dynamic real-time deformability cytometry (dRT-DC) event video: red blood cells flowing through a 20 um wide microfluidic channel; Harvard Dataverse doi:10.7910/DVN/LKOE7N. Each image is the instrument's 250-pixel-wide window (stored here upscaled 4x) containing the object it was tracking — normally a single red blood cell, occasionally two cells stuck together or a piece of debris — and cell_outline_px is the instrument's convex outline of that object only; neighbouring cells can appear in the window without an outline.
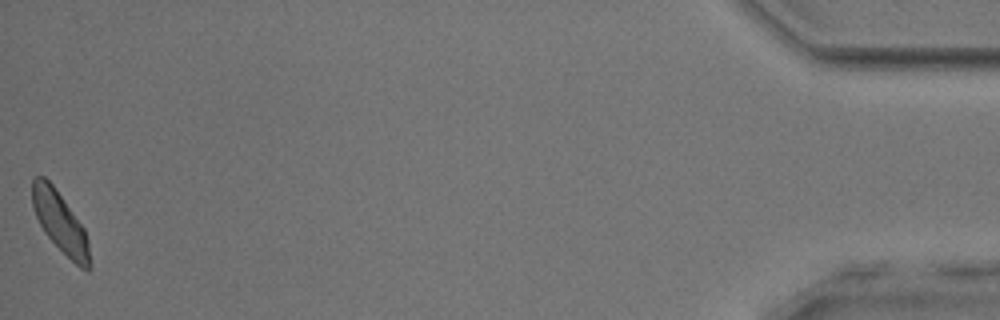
{"species": "common noctule bat (a hibernating species)", "species_latin": "Nyctalus noctula", "temperature_condition": "room temperature", "stored_images_in_passage": 48, "camera_frame_rate_fps": 3000, "um_per_image_px": 0.085, "animal": {"sex": "male", "body_mass_g": 17.9, "forearm_length_mm": 54.2}, "frame": {"image": 1, "passage_image": 48, "time_ms": 15.667, "image_size_px": [1000, 320], "cell_outline_px": [[92, 268], [88, 272], [80, 268], [44, 232], [36, 216], [32, 204], [32, 180], [36, 176], [44, 176], [52, 184], [84, 228], [88, 240], [92, 264]], "centroid_in_image_um": [5.14, 18.93], "position_along_channel_um": 430.1, "area_um2": 20.06}, "authors_computed_cell_mechanics": {"area_um2": 20.8947, "velocity_mm_per_s": 3.8272, "shape_relaxation_time_tau1_ms": 2.6759, "shape_relaxation_time_tau2_ms": 2.5927, "deformation_change_tau1": 0.0941, "deformation_change_tau2": 0.08}}